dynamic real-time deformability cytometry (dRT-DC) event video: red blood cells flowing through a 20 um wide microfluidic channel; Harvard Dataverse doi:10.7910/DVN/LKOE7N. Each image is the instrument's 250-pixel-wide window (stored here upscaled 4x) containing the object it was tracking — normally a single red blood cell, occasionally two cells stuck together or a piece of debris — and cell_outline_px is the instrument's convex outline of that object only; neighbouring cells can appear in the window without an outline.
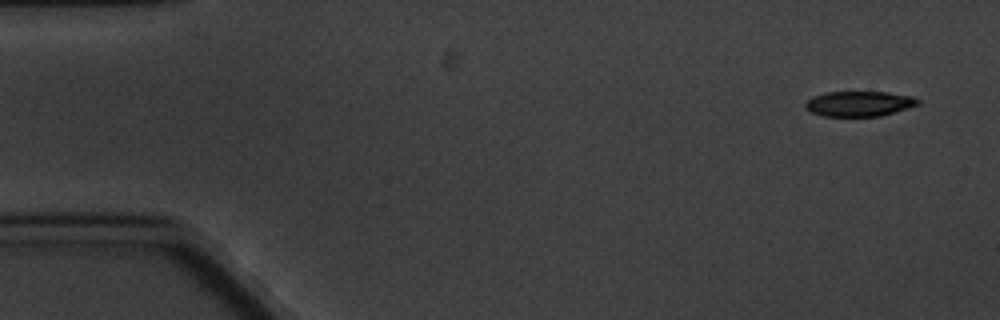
{"species": "common noctule bat (a hibernating species)", "species_latin": "Nyctalus noctula", "temperature_condition": "cold", "stored_images_in_passage": 7, "segment_of_instrument_passage": [2, 2], "camera_frame_rate_fps": 3000, "um_per_image_px": 0.085, "animal": {"sex": "male", "body_mass_g": 20.1, "forearm_length_mm": 53.5}, "frame": {"image": 1, "passage_image": 7, "time_ms": 7.0, "image_size_px": [1000, 320], "cell_outline_px": [[920, 104], [880, 116], [824, 116], [812, 112], [804, 108], [804, 104], [812, 96], [824, 92], [888, 92], [912, 96], [920, 100]], "centroid_in_image_um": [73.01, 8.81], "position_along_channel_um": 12.0, "area_um2": 16.53}}